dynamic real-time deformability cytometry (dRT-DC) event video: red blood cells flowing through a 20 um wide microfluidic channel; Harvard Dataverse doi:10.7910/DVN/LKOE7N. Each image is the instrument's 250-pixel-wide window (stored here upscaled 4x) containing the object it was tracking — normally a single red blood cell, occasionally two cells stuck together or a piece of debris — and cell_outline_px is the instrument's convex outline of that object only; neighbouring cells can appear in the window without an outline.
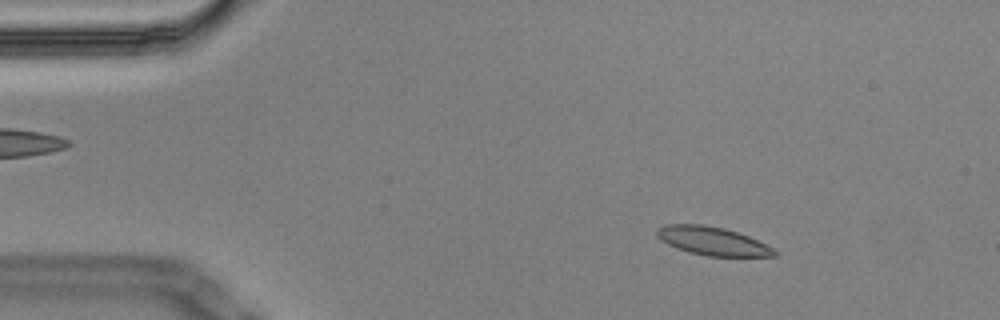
{"species": "Egyptian fruit bat (a non-hibernating species)", "species_latin": "Rousettus aegyptiacus", "temperature_condition": "cold", "stored_images_in_passage": 7, "camera_frame_rate_fps": 3000, "um_per_image_px": 0.085, "animal": {"sex": "male"}, "frame": {"image": 1, "passage_image": 1, "time_ms": 0.0, "image_size_px": [1000, 320], "cell_outline_px": [[780, 252], [776, 256], [708, 256], [688, 252], [676, 248], [660, 240], [656, 236], [656, 228], [664, 224], [700, 224], [724, 228], [748, 236]], "centroid_in_image_um": [60.51, 20.48], "position_along_channel_um": 24.5, "area_um2": 19.42}}
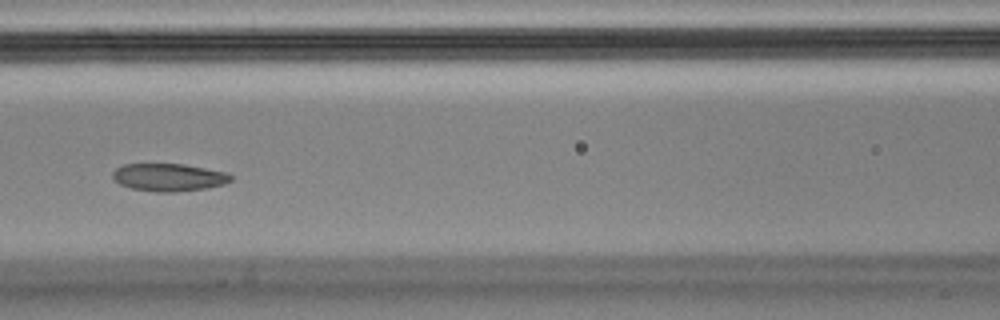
{"frame": {"image": 2, "passage_image": 6, "time_ms": 1.667, "image_size_px": [1000, 320], "cell_outline_px": [[232, 180], [224, 184], [208, 188], [176, 192], [156, 192], [132, 188], [120, 184], [112, 176], [112, 172], [116, 168], [124, 164], [184, 164], [228, 172], [232, 176]], "centroid_in_image_um": [14.38, 15.07], "position_along_channel_um": 152.2, "area_um2": 19.13}}
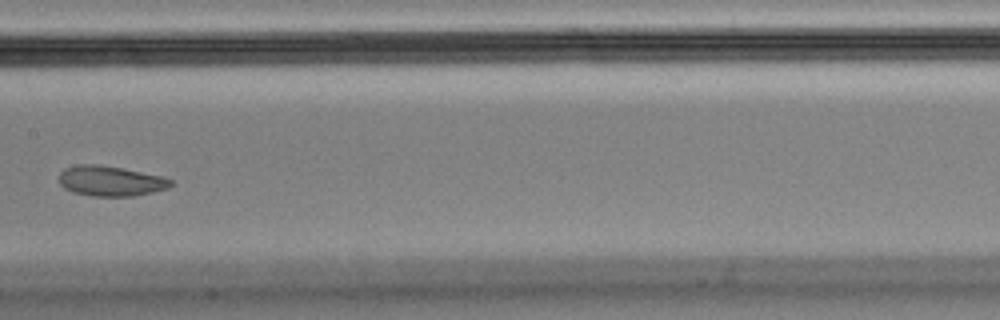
{"frame": {"image": 3, "passage_image": 7, "time_ms": 2.0, "image_size_px": [1000, 320], "cell_outline_px": [[172, 184], [168, 188], [152, 192], [132, 196], [92, 196], [72, 192], [64, 188], [60, 184], [60, 172], [64, 168], [80, 164], [96, 164], [120, 168], [164, 176], [172, 180]], "centroid_in_image_um": [9.39, 15.38], "position_along_channel_um": 198.0, "area_um2": 19.59}}